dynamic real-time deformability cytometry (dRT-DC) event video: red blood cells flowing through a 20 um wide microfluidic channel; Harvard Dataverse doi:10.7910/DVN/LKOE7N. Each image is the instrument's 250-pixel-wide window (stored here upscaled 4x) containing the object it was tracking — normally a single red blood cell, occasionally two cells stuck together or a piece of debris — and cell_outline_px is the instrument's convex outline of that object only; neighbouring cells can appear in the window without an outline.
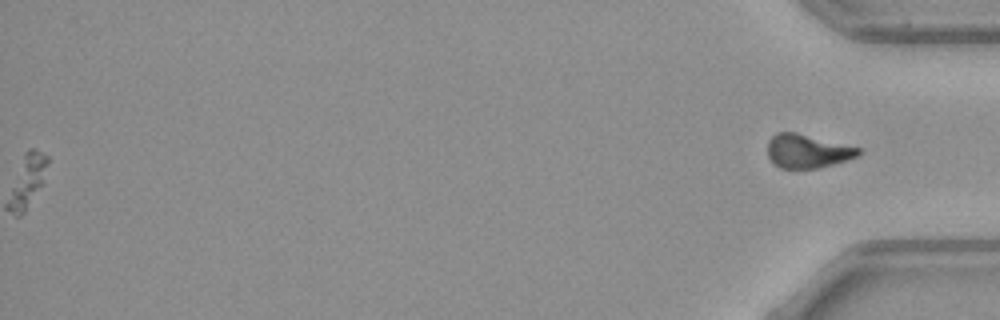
{"species": "common noctule bat (a hibernating species)", "species_latin": "Nyctalus noctula", "temperature_condition": "warm", "stored_images_in_passage": 47, "segment_of_instrument_passage": [2, 2], "camera_frame_rate_fps": 3000, "um_per_image_px": 0.085, "animal": {"sex": "female", "body_mass_g": 21.9}, "frame": {"image": 1, "passage_image": 47, "time_ms": 15.333, "image_size_px": [1000, 320], "cell_outline_px": [[864, 152], [848, 160], [820, 168], [780, 168], [768, 156], [768, 140], [776, 132], [796, 132], [860, 148]], "centroid_in_image_um": [68.65, 12.84], "position_along_channel_um": 366.6, "area_um2": 17.8}}